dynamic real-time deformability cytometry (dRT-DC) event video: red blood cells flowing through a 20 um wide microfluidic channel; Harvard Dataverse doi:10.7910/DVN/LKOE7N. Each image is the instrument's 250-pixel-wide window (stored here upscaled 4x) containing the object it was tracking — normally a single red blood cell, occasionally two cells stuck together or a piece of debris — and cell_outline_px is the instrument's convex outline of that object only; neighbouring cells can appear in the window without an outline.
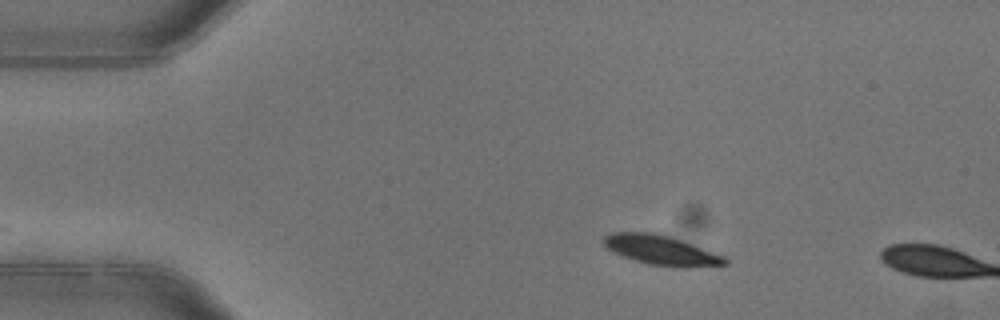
{"species": "common noctule bat (a hibernating species)", "species_latin": "Nyctalus noctula", "temperature_condition": "warm", "stored_images_in_passage": 2, "camera_frame_rate_fps": 3000, "um_per_image_px": 0.085, "animal": {"sex": "female"}, "frame": {"image": 1, "passage_image": 1, "time_ms": 0.0, "image_size_px": [1000, 320], "cell_outline_px": [[728, 264], [684, 268], [680, 268], [648, 264], [612, 252], [604, 244], [604, 236], [612, 232], [656, 232], [692, 244], [724, 256], [728, 260]], "centroid_in_image_um": [56.21, 21.27], "position_along_channel_um": 28.8, "area_um2": 20.81}}